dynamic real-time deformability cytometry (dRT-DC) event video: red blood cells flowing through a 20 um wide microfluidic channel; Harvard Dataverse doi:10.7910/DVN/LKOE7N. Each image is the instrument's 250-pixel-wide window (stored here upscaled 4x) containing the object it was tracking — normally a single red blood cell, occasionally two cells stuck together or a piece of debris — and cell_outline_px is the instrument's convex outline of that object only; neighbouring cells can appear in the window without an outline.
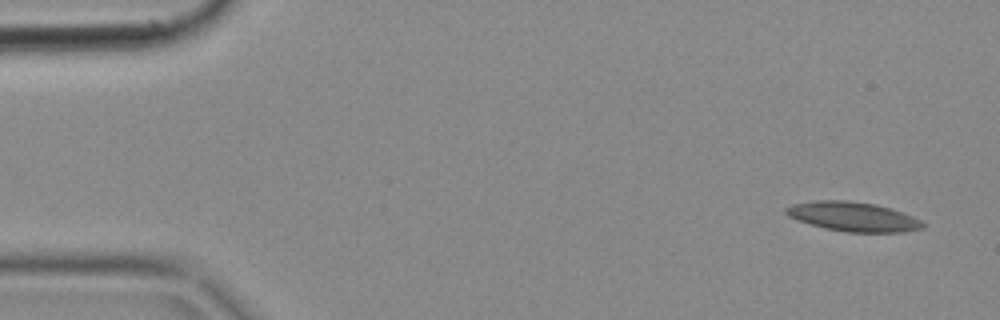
{"species": "common noctule bat (a hibernating species)", "species_latin": "Nyctalus noctula", "temperature_condition": "cold", "stored_images_in_passage": 5, "camera_frame_rate_fps": 3000, "um_per_image_px": 0.085, "animal": {"sex": "female", "body_mass_g": 18.4}, "frame": {"image": 1, "passage_image": 1, "time_ms": 0.0, "image_size_px": [1000, 320], "cell_outline_px": [[924, 228], [904, 232], [848, 232], [828, 228], [796, 220], [788, 216], [784, 212], [784, 208], [792, 204], [816, 200], [844, 200], [876, 204], [912, 216], [920, 220], [924, 224]], "centroid_in_image_um": [72.48, 18.41], "position_along_channel_um": 12.5, "area_um2": 23.18}}